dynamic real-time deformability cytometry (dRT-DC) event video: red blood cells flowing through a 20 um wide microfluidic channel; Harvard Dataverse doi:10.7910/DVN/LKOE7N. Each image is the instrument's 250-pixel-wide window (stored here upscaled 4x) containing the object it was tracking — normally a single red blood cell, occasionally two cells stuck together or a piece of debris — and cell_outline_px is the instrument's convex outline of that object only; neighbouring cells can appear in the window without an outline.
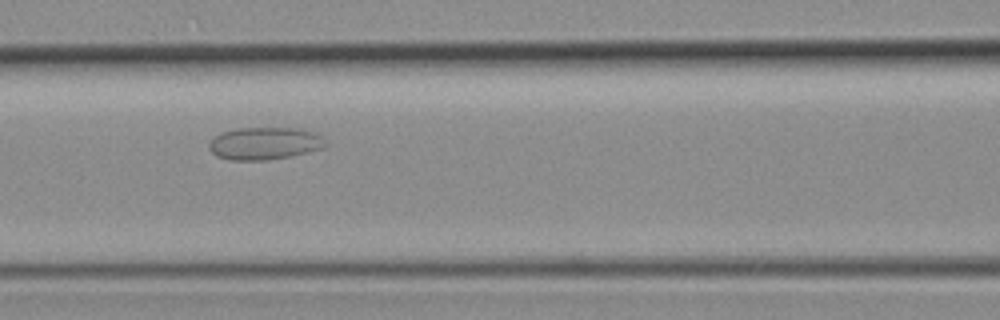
{"species": "common noctule bat (a hibernating species)", "species_latin": "Nyctalus noctula", "temperature_condition": "room temperature", "stored_images_in_passage": 34, "camera_frame_rate_fps": 3000, "um_per_image_px": 0.085, "animal": {"sex": "female", "body_mass_g": 19.3, "forearm_length_mm": 54.1}, "frame": {"image": 1, "passage_image": 8, "time_ms": 2.333, "image_size_px": [1000, 320], "cell_outline_px": [[324, 144], [320, 148], [308, 152], [292, 156], [268, 160], [232, 160], [216, 156], [208, 148], [208, 144], [220, 132], [236, 128], [296, 128], [316, 132], [320, 136]], "centroid_in_image_um": [22.44, 12.19], "position_along_channel_um": 144.2, "area_um2": 21.91}}
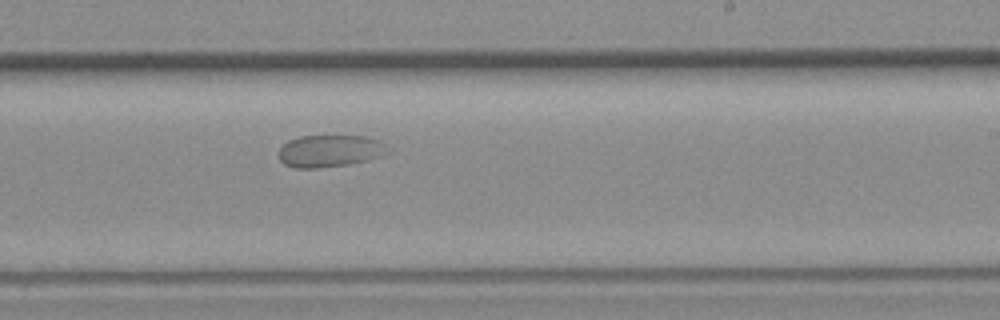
{"frame": {"image": 2, "passage_image": 16, "time_ms": 5.0, "image_size_px": [1000, 320], "cell_outline_px": [[384, 144], [380, 156], [368, 160], [348, 164], [316, 168], [296, 168], [284, 164], [280, 160], [280, 148], [288, 140], [300, 136], [364, 136], [380, 140]], "centroid_in_image_um": [27.96, 12.83], "position_along_channel_um": 261.0, "area_um2": 19.94}}
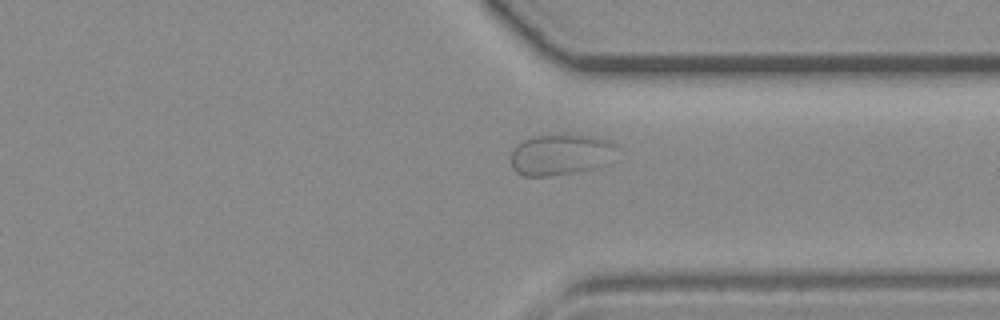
{"frame": {"image": 3, "passage_image": 23, "time_ms": 7.333, "image_size_px": [1000, 320], "cell_outline_px": [[616, 144], [592, 168], [572, 172], [548, 176], [524, 176], [516, 172], [512, 168], [512, 152], [524, 140], [532, 136], [592, 136], [608, 140]], "centroid_in_image_um": [47.47, 13.14], "position_along_channel_um": 363.9, "area_um2": 23.52}}